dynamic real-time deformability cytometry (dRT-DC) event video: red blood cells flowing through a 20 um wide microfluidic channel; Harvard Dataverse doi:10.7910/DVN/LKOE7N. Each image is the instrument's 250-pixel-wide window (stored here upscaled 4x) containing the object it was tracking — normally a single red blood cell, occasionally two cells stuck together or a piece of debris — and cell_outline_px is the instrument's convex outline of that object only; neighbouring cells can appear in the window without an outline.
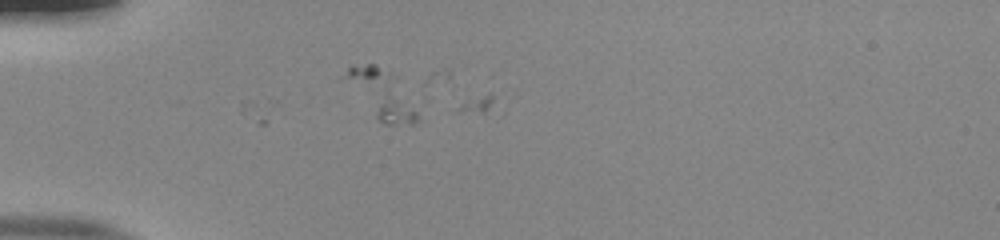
{"species": "human", "species_latin": "Homo sapiens", "temperature_condition": "room temperature", "stored_images_in_passage": 4, "camera_frame_rate_fps": 3000, "um_per_image_px": 0.085, "donor": {"sex": "male"}, "frame": {"image": 1, "passage_image": 1, "time_ms": 0.0, "image_size_px": [1000, 240], "cell_outline_px": [[416, 120], [412, 124], [388, 124], [380, 120], [376, 116], [340, 76], [352, 64], [376, 64], [396, 76], [416, 108]], "centroid_in_image_um": [32.39, 7.93], "position_along_channel_um": 52.6, "area_um2": 19.88}}